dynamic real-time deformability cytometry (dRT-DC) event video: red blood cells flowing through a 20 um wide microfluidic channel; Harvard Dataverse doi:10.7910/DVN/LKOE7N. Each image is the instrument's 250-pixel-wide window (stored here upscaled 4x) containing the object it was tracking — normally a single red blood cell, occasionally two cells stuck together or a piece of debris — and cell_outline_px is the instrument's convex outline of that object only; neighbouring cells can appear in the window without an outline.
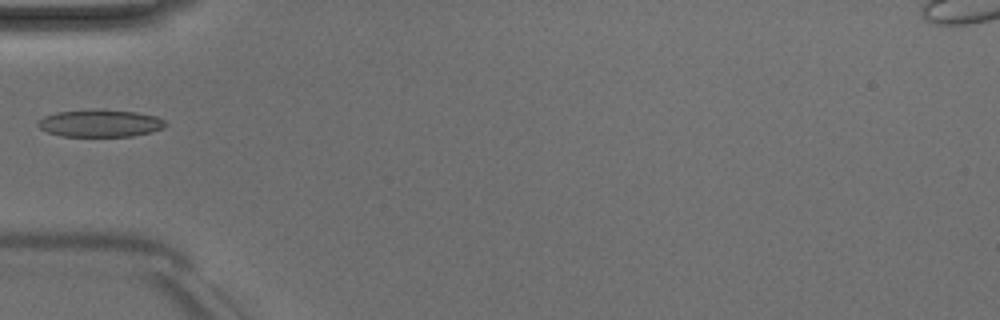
{"species": "Egyptian fruit bat (a non-hibernating species)", "species_latin": "Rousettus aegyptiacus", "temperature_condition": "room temperature", "stored_images_in_passage": 5, "camera_frame_rate_fps": 3000, "um_per_image_px": 0.085, "animal": {"sex": "male"}, "frame": {"image": 1, "passage_image": 4, "time_ms": 3.667, "image_size_px": [1000, 320], "cell_outline_px": [[168, 124], [164, 128], [152, 132], [132, 136], [60, 136], [48, 132], [40, 128], [36, 124], [44, 116], [56, 112], [92, 108], [100, 108], [136, 112], [156, 116], [164, 120]], "centroid_in_image_um": [8.53, 10.46], "position_along_channel_um": 76.5, "area_um2": 20.69}}